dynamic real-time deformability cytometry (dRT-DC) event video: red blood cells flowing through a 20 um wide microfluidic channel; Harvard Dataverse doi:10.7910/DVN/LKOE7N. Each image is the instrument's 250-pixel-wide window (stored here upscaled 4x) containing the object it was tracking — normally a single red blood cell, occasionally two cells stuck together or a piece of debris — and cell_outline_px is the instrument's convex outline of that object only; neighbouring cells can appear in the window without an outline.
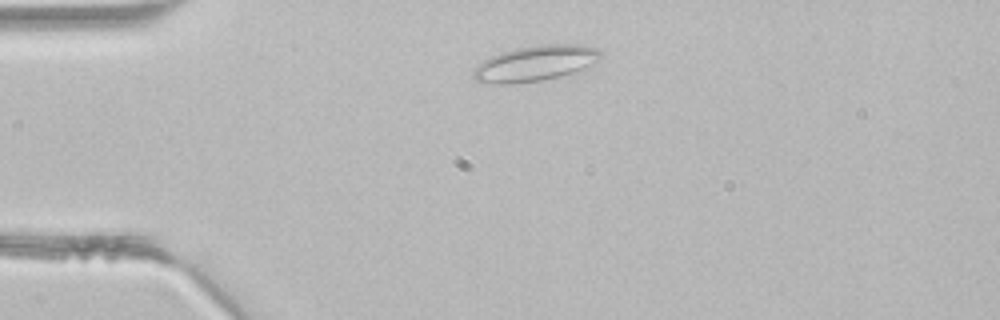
{"species": "common noctule bat (a hibernating species)", "species_latin": "Nyctalus noctula", "temperature_condition": "room temperature", "stored_images_in_passage": 2, "camera_frame_rate_fps": 3000, "um_per_image_px": 0.085, "animal": {"sex": "male", "body_mass_g": 21.5, "forearm_length_mm": 52.0}, "frame": {"image": 1, "passage_image": 1, "time_ms": 0.0, "image_size_px": [1000, 320], "cell_outline_px": [[604, 56], [600, 60], [572, 72], [560, 76], [540, 80], [512, 84], [492, 84], [472, 80], [472, 72], [488, 56], [512, 48], [540, 44], [576, 44], [596, 48], [604, 52]], "centroid_in_image_um": [45.47, 5.37], "position_along_channel_um": 39.5, "area_um2": 26.59}}